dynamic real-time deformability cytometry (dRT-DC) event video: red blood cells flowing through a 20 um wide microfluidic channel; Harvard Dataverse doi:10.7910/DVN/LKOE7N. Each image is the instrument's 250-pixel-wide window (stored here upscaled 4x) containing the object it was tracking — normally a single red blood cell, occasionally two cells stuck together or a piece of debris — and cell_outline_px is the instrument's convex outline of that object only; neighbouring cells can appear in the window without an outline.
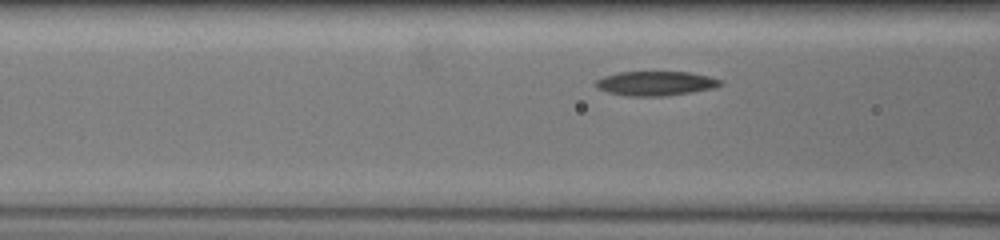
{"species": "common noctule bat (a hibernating species)", "species_latin": "Nyctalus noctula", "temperature_condition": "warm", "stored_images_in_passage": 6, "camera_frame_rate_fps": 3000, "um_per_image_px": 0.085, "animal": {"sex": "female", "body_mass_g": 19.5, "forearm_length_mm": 54.1}, "frame": {"image": 1, "passage_image": 4, "time_ms": 1.0, "image_size_px": [1000, 240], "cell_outline_px": [[720, 84], [712, 88], [688, 92], [660, 96], [628, 96], [608, 92], [596, 88], [596, 80], [604, 76], [620, 72], [688, 72], [708, 76], [720, 80]], "centroid_in_image_um": [55.66, 7.08], "position_along_channel_um": 110.9, "area_um2": 17.28}}